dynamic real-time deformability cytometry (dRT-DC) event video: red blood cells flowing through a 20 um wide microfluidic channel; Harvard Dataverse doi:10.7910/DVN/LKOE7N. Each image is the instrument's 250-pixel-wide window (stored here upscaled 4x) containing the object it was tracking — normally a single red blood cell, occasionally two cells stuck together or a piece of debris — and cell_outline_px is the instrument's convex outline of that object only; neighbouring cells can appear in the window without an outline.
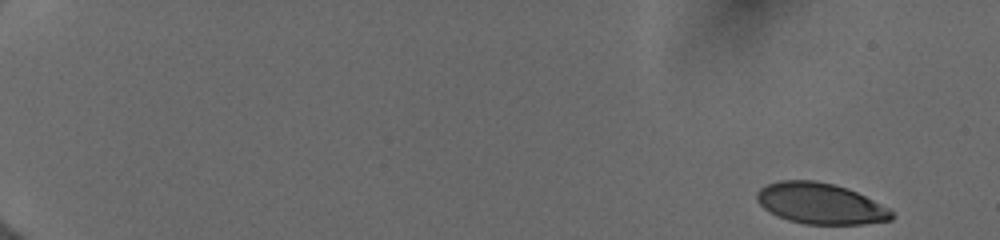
{"species": "human", "species_latin": "Homo sapiens", "temperature_condition": "cold", "stored_images_in_passage": 51, "camera_frame_rate_fps": 3000, "um_per_image_px": 0.085, "donor": {"sex": "female"}, "frame": {"image": 1, "passage_image": 1, "time_ms": 0.0, "image_size_px": [1000, 240], "cell_outline_px": [[892, 220], [864, 224], [804, 224], [788, 220], [776, 216], [764, 208], [756, 200], [756, 192], [760, 188], [768, 184], [780, 180], [816, 180], [848, 188], [888, 208], [892, 212]], "centroid_in_image_um": [69.69, 17.3], "position_along_channel_um": 15.3, "area_um2": 32.08}}
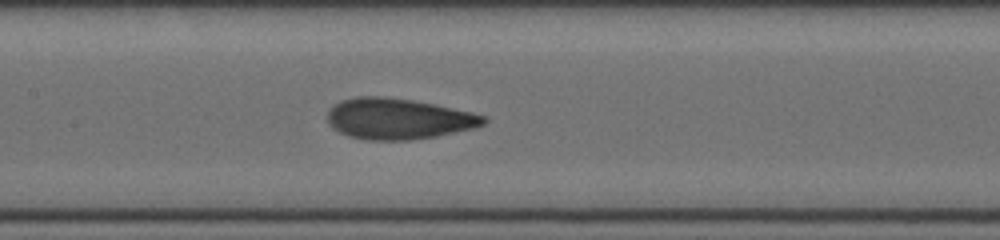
{"frame": {"image": 2, "passage_image": 27, "time_ms": 8.667, "image_size_px": [1000, 240], "cell_outline_px": [[488, 120], [484, 124], [472, 128], [436, 136], [408, 140], [368, 140], [348, 136], [332, 128], [328, 124], [328, 112], [332, 104], [356, 96], [380, 96], [412, 100], [472, 112], [484, 116]], "centroid_in_image_um": [33.81, 10.1], "position_along_channel_um": 173.6, "area_um2": 36.99}}
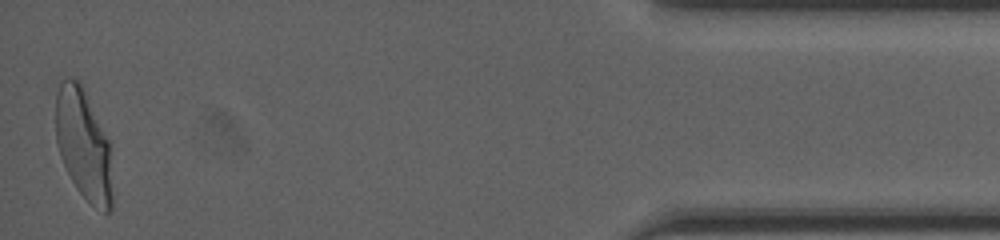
{"frame": {"image": 3, "passage_image": 51, "time_ms": 16.667, "image_size_px": [1000, 240], "cell_outline_px": [[112, 212], [104, 212], [92, 204], [76, 188], [60, 156], [56, 140], [56, 92], [60, 80], [68, 76], [72, 76], [80, 80], [108, 140], [112, 196]], "centroid_in_image_um": [7.07, 12.22], "position_along_channel_um": 428.1, "area_um2": 36.3}, "authors_computed_cell_mechanics": {"area_um2": 35.836, "velocity_mm_per_s": 3.9928, "shape_relaxation_time_tau1_ms": 4.354, "shape_relaxation_time_tau2_ms": 0.8346, "deformation_change_tau1": 0.183, "deformation_change_tau2": 0.0592}}